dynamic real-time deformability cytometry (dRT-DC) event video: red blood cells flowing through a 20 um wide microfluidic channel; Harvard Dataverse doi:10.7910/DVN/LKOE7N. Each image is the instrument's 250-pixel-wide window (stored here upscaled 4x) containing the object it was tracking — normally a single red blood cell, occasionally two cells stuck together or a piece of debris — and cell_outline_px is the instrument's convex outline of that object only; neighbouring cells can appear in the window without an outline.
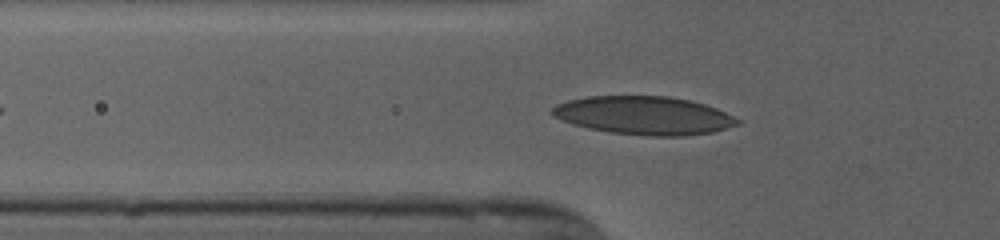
{"species": "human", "species_latin": "Homo sapiens", "temperature_condition": "cold", "stored_images_in_passage": 39, "camera_frame_rate_fps": 3000, "um_per_image_px": 0.085, "donor": {"sex": "female"}, "frame": {"image": 1, "passage_image": 9, "time_ms": 2.667, "image_size_px": [1000, 240], "cell_outline_px": [[740, 124], [712, 132], [684, 136], [648, 136], [612, 132], [588, 128], [572, 124], [552, 116], [548, 112], [556, 104], [568, 100], [588, 96], [668, 96], [688, 100], [704, 104], [716, 108], [740, 120]], "centroid_in_image_um": [54.7, 9.81], "position_along_channel_um": 71.1, "area_um2": 41.33}}
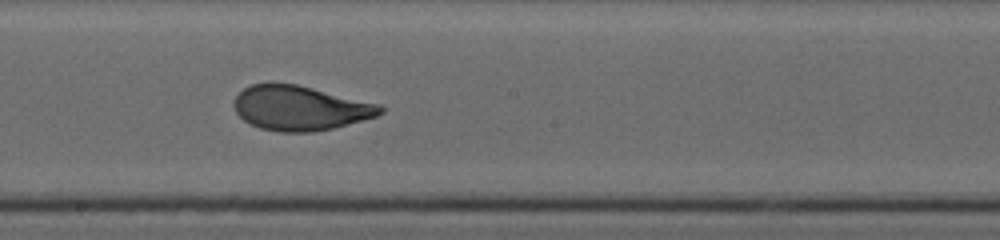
{"frame": {"image": 2, "passage_image": 21, "time_ms": 6.667, "image_size_px": [1000, 240], "cell_outline_px": [[384, 112], [376, 116], [332, 128], [312, 132], [280, 132], [260, 128], [244, 120], [236, 112], [236, 96], [244, 88], [252, 84], [296, 84], [376, 104], [384, 108]], "centroid_in_image_um": [25.49, 9.2], "position_along_channel_um": 222.7, "area_um2": 37.05}}
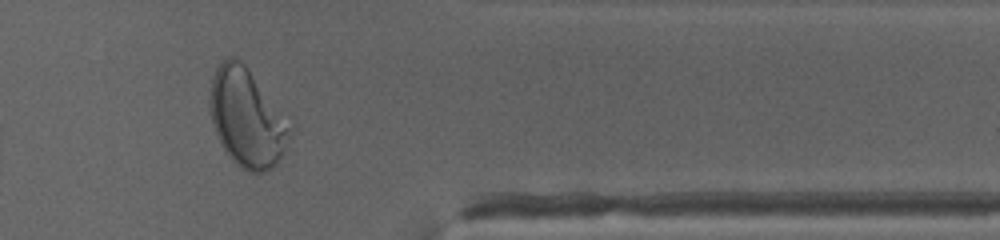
{"frame": {"image": 3, "passage_image": 35, "time_ms": 11.333, "image_size_px": [1000, 240], "cell_outline_px": [[292, 132], [284, 152], [276, 164], [272, 168], [264, 172], [248, 172], [236, 164], [224, 148], [212, 124], [208, 100], [212, 76], [216, 68], [228, 56], [232, 56], [240, 60], [244, 64], [292, 116]], "centroid_in_image_um": [21.06, 9.98], "position_along_channel_um": 390.3, "area_um2": 46.99}, "authors_computed_cell_mechanics": {"area_um2": 38.6104, "velocity_mm_per_s": 3.8173, "shape_relaxation_time_tau1_ms": 3.5248, "shape_relaxation_time_tau2_ms": 0.8372, "deformation_change_tau1": 0.1766, "deformation_change_tau2": 0.061}}